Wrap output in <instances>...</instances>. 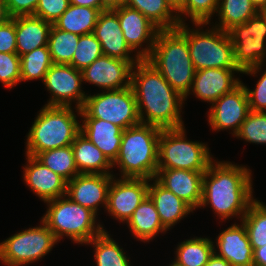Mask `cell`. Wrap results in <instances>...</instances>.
I'll list each match as a JSON object with an SVG mask.
<instances>
[{
  "instance_id": "cell-8",
  "label": "cell",
  "mask_w": 266,
  "mask_h": 266,
  "mask_svg": "<svg viewBox=\"0 0 266 266\" xmlns=\"http://www.w3.org/2000/svg\"><path fill=\"white\" fill-rule=\"evenodd\" d=\"M185 128L162 129L158 141V169L205 172L212 157L204 143L187 141Z\"/></svg>"
},
{
  "instance_id": "cell-39",
  "label": "cell",
  "mask_w": 266,
  "mask_h": 266,
  "mask_svg": "<svg viewBox=\"0 0 266 266\" xmlns=\"http://www.w3.org/2000/svg\"><path fill=\"white\" fill-rule=\"evenodd\" d=\"M219 0H186L180 14L188 15L195 26L208 25L217 12Z\"/></svg>"
},
{
  "instance_id": "cell-43",
  "label": "cell",
  "mask_w": 266,
  "mask_h": 266,
  "mask_svg": "<svg viewBox=\"0 0 266 266\" xmlns=\"http://www.w3.org/2000/svg\"><path fill=\"white\" fill-rule=\"evenodd\" d=\"M0 52L16 53L15 17L0 24Z\"/></svg>"
},
{
  "instance_id": "cell-27",
  "label": "cell",
  "mask_w": 266,
  "mask_h": 266,
  "mask_svg": "<svg viewBox=\"0 0 266 266\" xmlns=\"http://www.w3.org/2000/svg\"><path fill=\"white\" fill-rule=\"evenodd\" d=\"M134 237L149 242L159 232L167 231L160 221L159 214L149 196L145 197L127 221Z\"/></svg>"
},
{
  "instance_id": "cell-5",
  "label": "cell",
  "mask_w": 266,
  "mask_h": 266,
  "mask_svg": "<svg viewBox=\"0 0 266 266\" xmlns=\"http://www.w3.org/2000/svg\"><path fill=\"white\" fill-rule=\"evenodd\" d=\"M28 135L26 155L70 146L80 133V123L71 107L45 105Z\"/></svg>"
},
{
  "instance_id": "cell-52",
  "label": "cell",
  "mask_w": 266,
  "mask_h": 266,
  "mask_svg": "<svg viewBox=\"0 0 266 266\" xmlns=\"http://www.w3.org/2000/svg\"><path fill=\"white\" fill-rule=\"evenodd\" d=\"M169 266H182V265L178 264L176 261H173L172 264H170Z\"/></svg>"
},
{
  "instance_id": "cell-12",
  "label": "cell",
  "mask_w": 266,
  "mask_h": 266,
  "mask_svg": "<svg viewBox=\"0 0 266 266\" xmlns=\"http://www.w3.org/2000/svg\"><path fill=\"white\" fill-rule=\"evenodd\" d=\"M82 82L80 70L69 64L53 63L43 80L52 95L46 105L71 107L72 100H75L77 101L75 109H81L87 97L81 89Z\"/></svg>"
},
{
  "instance_id": "cell-28",
  "label": "cell",
  "mask_w": 266,
  "mask_h": 266,
  "mask_svg": "<svg viewBox=\"0 0 266 266\" xmlns=\"http://www.w3.org/2000/svg\"><path fill=\"white\" fill-rule=\"evenodd\" d=\"M100 12L99 9L70 4L53 26L80 36L91 34L94 32Z\"/></svg>"
},
{
  "instance_id": "cell-22",
  "label": "cell",
  "mask_w": 266,
  "mask_h": 266,
  "mask_svg": "<svg viewBox=\"0 0 266 266\" xmlns=\"http://www.w3.org/2000/svg\"><path fill=\"white\" fill-rule=\"evenodd\" d=\"M218 257L228 261L232 266H253V249L246 227L242 223L233 224L222 231L216 239Z\"/></svg>"
},
{
  "instance_id": "cell-29",
  "label": "cell",
  "mask_w": 266,
  "mask_h": 266,
  "mask_svg": "<svg viewBox=\"0 0 266 266\" xmlns=\"http://www.w3.org/2000/svg\"><path fill=\"white\" fill-rule=\"evenodd\" d=\"M125 5L138 10L160 30L175 29L180 25L177 14L165 0H126Z\"/></svg>"
},
{
  "instance_id": "cell-42",
  "label": "cell",
  "mask_w": 266,
  "mask_h": 266,
  "mask_svg": "<svg viewBox=\"0 0 266 266\" xmlns=\"http://www.w3.org/2000/svg\"><path fill=\"white\" fill-rule=\"evenodd\" d=\"M250 111L266 112V71L260 77L254 90H250L245 86Z\"/></svg>"
},
{
  "instance_id": "cell-36",
  "label": "cell",
  "mask_w": 266,
  "mask_h": 266,
  "mask_svg": "<svg viewBox=\"0 0 266 266\" xmlns=\"http://www.w3.org/2000/svg\"><path fill=\"white\" fill-rule=\"evenodd\" d=\"M52 64L48 45L22 55L20 57L21 81L34 79L43 81Z\"/></svg>"
},
{
  "instance_id": "cell-23",
  "label": "cell",
  "mask_w": 266,
  "mask_h": 266,
  "mask_svg": "<svg viewBox=\"0 0 266 266\" xmlns=\"http://www.w3.org/2000/svg\"><path fill=\"white\" fill-rule=\"evenodd\" d=\"M80 132L113 163L119 153L123 129L102 119L83 117Z\"/></svg>"
},
{
  "instance_id": "cell-48",
  "label": "cell",
  "mask_w": 266,
  "mask_h": 266,
  "mask_svg": "<svg viewBox=\"0 0 266 266\" xmlns=\"http://www.w3.org/2000/svg\"><path fill=\"white\" fill-rule=\"evenodd\" d=\"M126 0H102V11L114 10L125 5Z\"/></svg>"
},
{
  "instance_id": "cell-16",
  "label": "cell",
  "mask_w": 266,
  "mask_h": 266,
  "mask_svg": "<svg viewBox=\"0 0 266 266\" xmlns=\"http://www.w3.org/2000/svg\"><path fill=\"white\" fill-rule=\"evenodd\" d=\"M118 15L121 30L127 45L140 59H147L155 44L156 36L160 30L154 23L146 18L141 12L126 5L114 9ZM149 40V43H148ZM147 42V48H142V43Z\"/></svg>"
},
{
  "instance_id": "cell-49",
  "label": "cell",
  "mask_w": 266,
  "mask_h": 266,
  "mask_svg": "<svg viewBox=\"0 0 266 266\" xmlns=\"http://www.w3.org/2000/svg\"><path fill=\"white\" fill-rule=\"evenodd\" d=\"M205 266H232L225 259L218 257L215 253L209 258L208 263Z\"/></svg>"
},
{
  "instance_id": "cell-26",
  "label": "cell",
  "mask_w": 266,
  "mask_h": 266,
  "mask_svg": "<svg viewBox=\"0 0 266 266\" xmlns=\"http://www.w3.org/2000/svg\"><path fill=\"white\" fill-rule=\"evenodd\" d=\"M79 174H111L112 163L103 152L81 132L71 144Z\"/></svg>"
},
{
  "instance_id": "cell-19",
  "label": "cell",
  "mask_w": 266,
  "mask_h": 266,
  "mask_svg": "<svg viewBox=\"0 0 266 266\" xmlns=\"http://www.w3.org/2000/svg\"><path fill=\"white\" fill-rule=\"evenodd\" d=\"M93 34L101 44L103 55L127 61L141 60L137 55L134 59L130 56L133 51L125 41L118 15L114 10L100 12Z\"/></svg>"
},
{
  "instance_id": "cell-11",
  "label": "cell",
  "mask_w": 266,
  "mask_h": 266,
  "mask_svg": "<svg viewBox=\"0 0 266 266\" xmlns=\"http://www.w3.org/2000/svg\"><path fill=\"white\" fill-rule=\"evenodd\" d=\"M26 229L0 243V261L7 266H21L40 260L57 243V238L48 226Z\"/></svg>"
},
{
  "instance_id": "cell-6",
  "label": "cell",
  "mask_w": 266,
  "mask_h": 266,
  "mask_svg": "<svg viewBox=\"0 0 266 266\" xmlns=\"http://www.w3.org/2000/svg\"><path fill=\"white\" fill-rule=\"evenodd\" d=\"M46 203L49 205L48 210L41 220L53 232L58 242L65 235L74 243L86 244L106 231L100 224L96 226V213L72 201L68 196L66 198V195Z\"/></svg>"
},
{
  "instance_id": "cell-51",
  "label": "cell",
  "mask_w": 266,
  "mask_h": 266,
  "mask_svg": "<svg viewBox=\"0 0 266 266\" xmlns=\"http://www.w3.org/2000/svg\"><path fill=\"white\" fill-rule=\"evenodd\" d=\"M253 5L258 9V11H263L266 9V0H251Z\"/></svg>"
},
{
  "instance_id": "cell-17",
  "label": "cell",
  "mask_w": 266,
  "mask_h": 266,
  "mask_svg": "<svg viewBox=\"0 0 266 266\" xmlns=\"http://www.w3.org/2000/svg\"><path fill=\"white\" fill-rule=\"evenodd\" d=\"M114 175L78 174L67 182L66 196L97 214L98 206L107 207L108 190Z\"/></svg>"
},
{
  "instance_id": "cell-50",
  "label": "cell",
  "mask_w": 266,
  "mask_h": 266,
  "mask_svg": "<svg viewBox=\"0 0 266 266\" xmlns=\"http://www.w3.org/2000/svg\"><path fill=\"white\" fill-rule=\"evenodd\" d=\"M12 17L9 15L5 0H0V24L5 23Z\"/></svg>"
},
{
  "instance_id": "cell-13",
  "label": "cell",
  "mask_w": 266,
  "mask_h": 266,
  "mask_svg": "<svg viewBox=\"0 0 266 266\" xmlns=\"http://www.w3.org/2000/svg\"><path fill=\"white\" fill-rule=\"evenodd\" d=\"M112 181L108 190L107 207L109 214L121 222L127 221L135 209L148 196L149 179L121 178Z\"/></svg>"
},
{
  "instance_id": "cell-38",
  "label": "cell",
  "mask_w": 266,
  "mask_h": 266,
  "mask_svg": "<svg viewBox=\"0 0 266 266\" xmlns=\"http://www.w3.org/2000/svg\"><path fill=\"white\" fill-rule=\"evenodd\" d=\"M235 136L250 143L266 144V112L250 111Z\"/></svg>"
},
{
  "instance_id": "cell-32",
  "label": "cell",
  "mask_w": 266,
  "mask_h": 266,
  "mask_svg": "<svg viewBox=\"0 0 266 266\" xmlns=\"http://www.w3.org/2000/svg\"><path fill=\"white\" fill-rule=\"evenodd\" d=\"M35 158L66 182L79 174L71 145L38 153Z\"/></svg>"
},
{
  "instance_id": "cell-4",
  "label": "cell",
  "mask_w": 266,
  "mask_h": 266,
  "mask_svg": "<svg viewBox=\"0 0 266 266\" xmlns=\"http://www.w3.org/2000/svg\"><path fill=\"white\" fill-rule=\"evenodd\" d=\"M162 129L144 123L123 130L118 156L112 165L120 167L121 178L152 181L158 171V141Z\"/></svg>"
},
{
  "instance_id": "cell-21",
  "label": "cell",
  "mask_w": 266,
  "mask_h": 266,
  "mask_svg": "<svg viewBox=\"0 0 266 266\" xmlns=\"http://www.w3.org/2000/svg\"><path fill=\"white\" fill-rule=\"evenodd\" d=\"M24 181L44 202L66 195L67 182L35 157L26 155Z\"/></svg>"
},
{
  "instance_id": "cell-44",
  "label": "cell",
  "mask_w": 266,
  "mask_h": 266,
  "mask_svg": "<svg viewBox=\"0 0 266 266\" xmlns=\"http://www.w3.org/2000/svg\"><path fill=\"white\" fill-rule=\"evenodd\" d=\"M11 17L34 15L39 0H5Z\"/></svg>"
},
{
  "instance_id": "cell-25",
  "label": "cell",
  "mask_w": 266,
  "mask_h": 266,
  "mask_svg": "<svg viewBox=\"0 0 266 266\" xmlns=\"http://www.w3.org/2000/svg\"><path fill=\"white\" fill-rule=\"evenodd\" d=\"M149 183L148 196L154 203L163 226L168 230L180 219L193 212V208L173 192L163 187L156 179Z\"/></svg>"
},
{
  "instance_id": "cell-34",
  "label": "cell",
  "mask_w": 266,
  "mask_h": 266,
  "mask_svg": "<svg viewBox=\"0 0 266 266\" xmlns=\"http://www.w3.org/2000/svg\"><path fill=\"white\" fill-rule=\"evenodd\" d=\"M80 35L63 31L53 25L49 32L48 48L55 64H70Z\"/></svg>"
},
{
  "instance_id": "cell-41",
  "label": "cell",
  "mask_w": 266,
  "mask_h": 266,
  "mask_svg": "<svg viewBox=\"0 0 266 266\" xmlns=\"http://www.w3.org/2000/svg\"><path fill=\"white\" fill-rule=\"evenodd\" d=\"M70 0H39L34 16L46 22H54L68 9Z\"/></svg>"
},
{
  "instance_id": "cell-37",
  "label": "cell",
  "mask_w": 266,
  "mask_h": 266,
  "mask_svg": "<svg viewBox=\"0 0 266 266\" xmlns=\"http://www.w3.org/2000/svg\"><path fill=\"white\" fill-rule=\"evenodd\" d=\"M102 55L101 44L93 33L81 35L69 65L82 71Z\"/></svg>"
},
{
  "instance_id": "cell-20",
  "label": "cell",
  "mask_w": 266,
  "mask_h": 266,
  "mask_svg": "<svg viewBox=\"0 0 266 266\" xmlns=\"http://www.w3.org/2000/svg\"><path fill=\"white\" fill-rule=\"evenodd\" d=\"M240 69L207 68L195 72L191 89L197 98L214 103L224 94L231 92L241 81L233 78Z\"/></svg>"
},
{
  "instance_id": "cell-18",
  "label": "cell",
  "mask_w": 266,
  "mask_h": 266,
  "mask_svg": "<svg viewBox=\"0 0 266 266\" xmlns=\"http://www.w3.org/2000/svg\"><path fill=\"white\" fill-rule=\"evenodd\" d=\"M204 173L182 169H158L154 179L196 209L202 201Z\"/></svg>"
},
{
  "instance_id": "cell-46",
  "label": "cell",
  "mask_w": 266,
  "mask_h": 266,
  "mask_svg": "<svg viewBox=\"0 0 266 266\" xmlns=\"http://www.w3.org/2000/svg\"><path fill=\"white\" fill-rule=\"evenodd\" d=\"M70 4L76 6H86L102 11V0H70Z\"/></svg>"
},
{
  "instance_id": "cell-45",
  "label": "cell",
  "mask_w": 266,
  "mask_h": 266,
  "mask_svg": "<svg viewBox=\"0 0 266 266\" xmlns=\"http://www.w3.org/2000/svg\"><path fill=\"white\" fill-rule=\"evenodd\" d=\"M253 266H266V245L253 250Z\"/></svg>"
},
{
  "instance_id": "cell-31",
  "label": "cell",
  "mask_w": 266,
  "mask_h": 266,
  "mask_svg": "<svg viewBox=\"0 0 266 266\" xmlns=\"http://www.w3.org/2000/svg\"><path fill=\"white\" fill-rule=\"evenodd\" d=\"M257 12L258 9L251 0H219L217 13L220 23L214 27L228 32L234 26L245 23Z\"/></svg>"
},
{
  "instance_id": "cell-24",
  "label": "cell",
  "mask_w": 266,
  "mask_h": 266,
  "mask_svg": "<svg viewBox=\"0 0 266 266\" xmlns=\"http://www.w3.org/2000/svg\"><path fill=\"white\" fill-rule=\"evenodd\" d=\"M52 24L34 15L15 17L16 53L22 55L47 46Z\"/></svg>"
},
{
  "instance_id": "cell-1",
  "label": "cell",
  "mask_w": 266,
  "mask_h": 266,
  "mask_svg": "<svg viewBox=\"0 0 266 266\" xmlns=\"http://www.w3.org/2000/svg\"><path fill=\"white\" fill-rule=\"evenodd\" d=\"M131 87L135 93L141 123L160 129L184 127L180 115L184 97L146 59H141L133 66Z\"/></svg>"
},
{
  "instance_id": "cell-2",
  "label": "cell",
  "mask_w": 266,
  "mask_h": 266,
  "mask_svg": "<svg viewBox=\"0 0 266 266\" xmlns=\"http://www.w3.org/2000/svg\"><path fill=\"white\" fill-rule=\"evenodd\" d=\"M215 162L212 161L204 173L199 208L209 204L221 219L238 215L242 219L255 200L251 171L231 162Z\"/></svg>"
},
{
  "instance_id": "cell-9",
  "label": "cell",
  "mask_w": 266,
  "mask_h": 266,
  "mask_svg": "<svg viewBox=\"0 0 266 266\" xmlns=\"http://www.w3.org/2000/svg\"><path fill=\"white\" fill-rule=\"evenodd\" d=\"M77 113L82 117L109 121L123 130L141 123L135 93L131 86L87 95L83 107L77 109Z\"/></svg>"
},
{
  "instance_id": "cell-14",
  "label": "cell",
  "mask_w": 266,
  "mask_h": 266,
  "mask_svg": "<svg viewBox=\"0 0 266 266\" xmlns=\"http://www.w3.org/2000/svg\"><path fill=\"white\" fill-rule=\"evenodd\" d=\"M250 112L245 85L241 82L231 92L215 101L208 114V122L213 130L232 129L235 135Z\"/></svg>"
},
{
  "instance_id": "cell-7",
  "label": "cell",
  "mask_w": 266,
  "mask_h": 266,
  "mask_svg": "<svg viewBox=\"0 0 266 266\" xmlns=\"http://www.w3.org/2000/svg\"><path fill=\"white\" fill-rule=\"evenodd\" d=\"M214 28V29H213ZM207 31L188 28L181 23L177 29L187 38L189 53L196 71L207 68L239 69L228 32L213 27Z\"/></svg>"
},
{
  "instance_id": "cell-3",
  "label": "cell",
  "mask_w": 266,
  "mask_h": 266,
  "mask_svg": "<svg viewBox=\"0 0 266 266\" xmlns=\"http://www.w3.org/2000/svg\"><path fill=\"white\" fill-rule=\"evenodd\" d=\"M151 63L184 99L190 94L195 68L187 38L177 29L159 30L150 56Z\"/></svg>"
},
{
  "instance_id": "cell-10",
  "label": "cell",
  "mask_w": 266,
  "mask_h": 266,
  "mask_svg": "<svg viewBox=\"0 0 266 266\" xmlns=\"http://www.w3.org/2000/svg\"><path fill=\"white\" fill-rule=\"evenodd\" d=\"M234 49V60L241 73L256 74L266 54V15L258 11L245 23L228 31Z\"/></svg>"
},
{
  "instance_id": "cell-30",
  "label": "cell",
  "mask_w": 266,
  "mask_h": 266,
  "mask_svg": "<svg viewBox=\"0 0 266 266\" xmlns=\"http://www.w3.org/2000/svg\"><path fill=\"white\" fill-rule=\"evenodd\" d=\"M208 238L195 237L181 242L176 249V261L182 266H205L216 251Z\"/></svg>"
},
{
  "instance_id": "cell-33",
  "label": "cell",
  "mask_w": 266,
  "mask_h": 266,
  "mask_svg": "<svg viewBox=\"0 0 266 266\" xmlns=\"http://www.w3.org/2000/svg\"><path fill=\"white\" fill-rule=\"evenodd\" d=\"M90 243L95 248L96 266H130L129 258L123 252V248L110 238L108 232L104 231L86 244Z\"/></svg>"
},
{
  "instance_id": "cell-47",
  "label": "cell",
  "mask_w": 266,
  "mask_h": 266,
  "mask_svg": "<svg viewBox=\"0 0 266 266\" xmlns=\"http://www.w3.org/2000/svg\"><path fill=\"white\" fill-rule=\"evenodd\" d=\"M165 1L171 7V9L175 12V14H177L180 24L184 23L185 20H183L180 17L179 12L183 9L186 0H165Z\"/></svg>"
},
{
  "instance_id": "cell-35",
  "label": "cell",
  "mask_w": 266,
  "mask_h": 266,
  "mask_svg": "<svg viewBox=\"0 0 266 266\" xmlns=\"http://www.w3.org/2000/svg\"><path fill=\"white\" fill-rule=\"evenodd\" d=\"M241 221L253 250L266 245V205L255 199Z\"/></svg>"
},
{
  "instance_id": "cell-40",
  "label": "cell",
  "mask_w": 266,
  "mask_h": 266,
  "mask_svg": "<svg viewBox=\"0 0 266 266\" xmlns=\"http://www.w3.org/2000/svg\"><path fill=\"white\" fill-rule=\"evenodd\" d=\"M0 82L10 89L21 82L20 56L17 53L0 52Z\"/></svg>"
},
{
  "instance_id": "cell-15",
  "label": "cell",
  "mask_w": 266,
  "mask_h": 266,
  "mask_svg": "<svg viewBox=\"0 0 266 266\" xmlns=\"http://www.w3.org/2000/svg\"><path fill=\"white\" fill-rule=\"evenodd\" d=\"M138 62L102 55L81 71L83 82L107 91L124 89L131 86L132 68Z\"/></svg>"
}]
</instances>
